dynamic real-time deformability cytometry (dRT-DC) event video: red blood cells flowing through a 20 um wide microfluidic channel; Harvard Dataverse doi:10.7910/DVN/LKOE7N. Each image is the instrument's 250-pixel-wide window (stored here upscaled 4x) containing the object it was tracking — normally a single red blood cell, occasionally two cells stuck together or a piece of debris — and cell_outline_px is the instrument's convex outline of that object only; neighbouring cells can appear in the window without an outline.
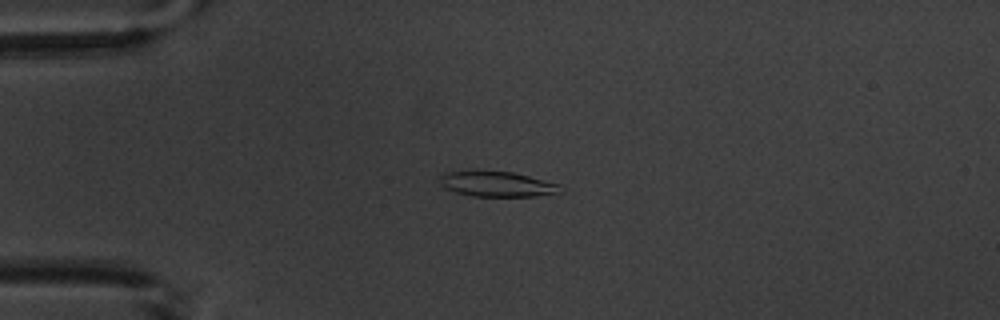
{"species": "common noctule bat (a hibernating species)", "species_latin": "Nyctalus noctula", "temperature_condition": "warm", "stored_images_in_passage": 9, "camera_frame_rate_fps": 3000, "um_per_image_px": 0.085, "animal": {"sex": "male", "body_mass_g": 20.1, "forearm_length_mm": 53.5}, "frame": {"image": 1, "passage_image": 3, "time_ms": 2.333, "image_size_px": [1000, 320], "cell_outline_px": [[564, 192], [532, 196], [472, 196], [456, 192], [444, 188], [440, 184], [440, 176], [444, 172], [512, 172], [560, 184]], "centroid_in_image_um": [42.27, 15.66], "position_along_channel_um": 42.7, "area_um2": 17.4}}
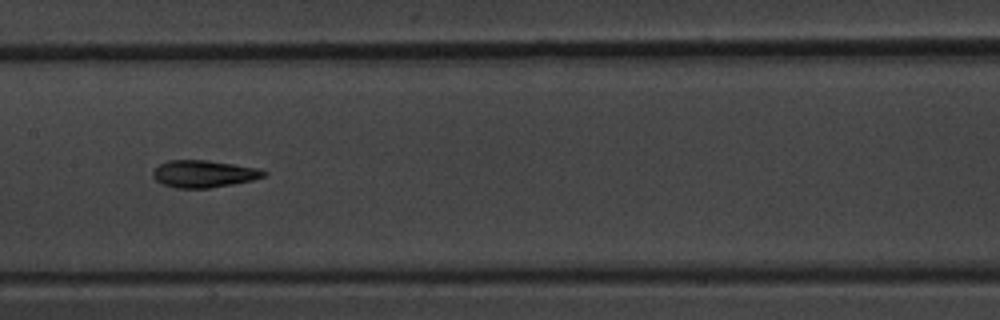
{"frame": {"image": 2, "passage_image": 7, "time_ms": 7.0, "image_size_px": [1000, 320], "cell_outline_px": [[268, 172], [264, 176], [252, 180], [232, 184], [208, 188], [176, 188], [164, 184], [156, 180], [152, 176], [152, 172], [160, 164], [168, 160], [208, 160], [260, 168]], "centroid_in_image_um": [17.33, 14.77], "position_along_channel_um": 190.1, "area_um2": 17.51}}
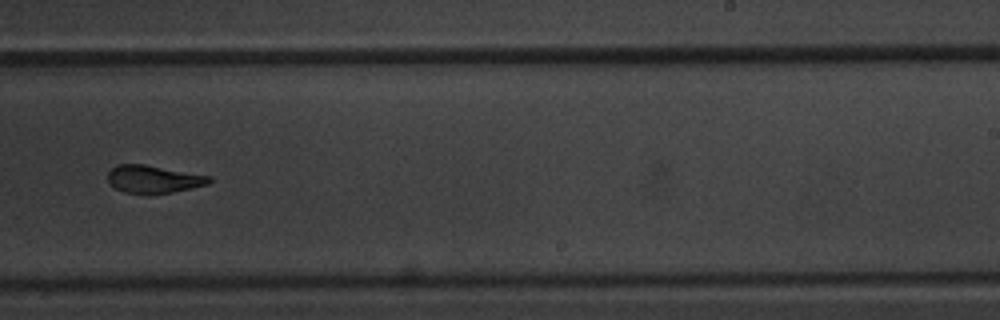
{"frame": {"image": 3, "passage_image": 9, "time_ms": 9.333, "image_size_px": [1000, 320], "cell_outline_px": [[212, 180], [208, 184], [192, 188], [172, 192], [148, 196], [124, 192], [116, 188], [108, 180], [108, 172], [116, 164], [144, 164], [212, 176]], "centroid_in_image_um": [13.06, 15.25], "position_along_channel_um": 275.9, "area_um2": 16.7}}